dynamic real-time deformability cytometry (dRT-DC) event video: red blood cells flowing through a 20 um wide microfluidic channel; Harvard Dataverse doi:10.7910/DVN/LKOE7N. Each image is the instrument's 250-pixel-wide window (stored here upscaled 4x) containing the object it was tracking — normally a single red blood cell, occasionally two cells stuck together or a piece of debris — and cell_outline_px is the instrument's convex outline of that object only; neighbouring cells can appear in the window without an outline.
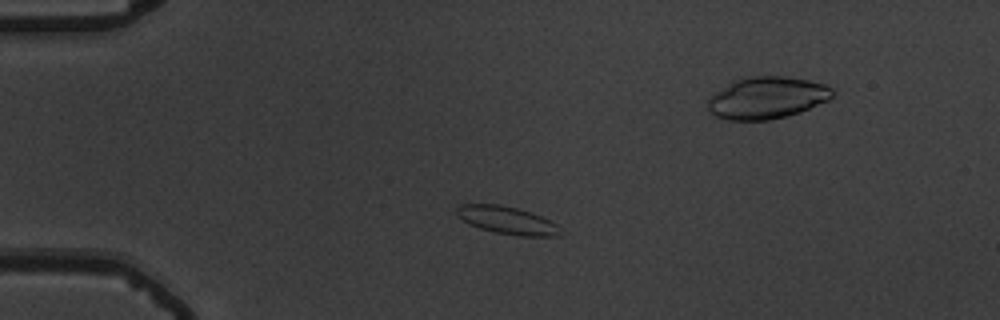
{"species": "common noctule bat (a hibernating species)", "species_latin": "Nyctalus noctula", "temperature_condition": "warm", "stored_images_in_passage": 54, "camera_frame_rate_fps": 3000, "um_per_image_px": 0.085, "animal": {"sex": "male", "body_mass_g": 19.5, "forearm_length_mm": 54.6}, "frame": {"image": 1, "passage_image": 11, "time_ms": 3.333, "image_size_px": [1000, 320], "cell_outline_px": [[560, 236], [520, 236], [496, 232], [480, 228], [468, 224], [456, 216], [456, 208], [460, 204], [500, 204], [532, 212], [556, 224]], "centroid_in_image_um": [43.03, 18.71], "position_along_channel_um": 42.0, "area_um2": 16.59}}
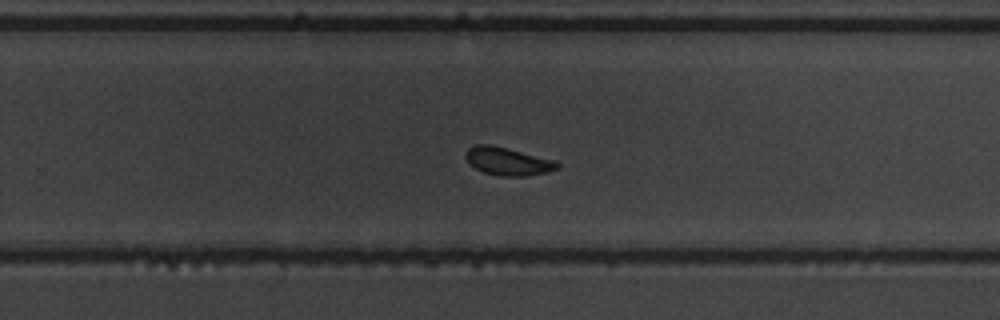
{"frame": {"image": 2, "passage_image": 34, "time_ms": 11.0, "image_size_px": [1000, 320], "cell_outline_px": [[560, 164], [556, 168], [548, 172], [528, 176], [500, 176], [484, 172], [468, 164], [464, 156], [468, 148], [476, 144], [492, 144], [556, 160]], "centroid_in_image_um": [43.14, 13.7], "position_along_channel_um": 286.7, "area_um2": 15.09}}
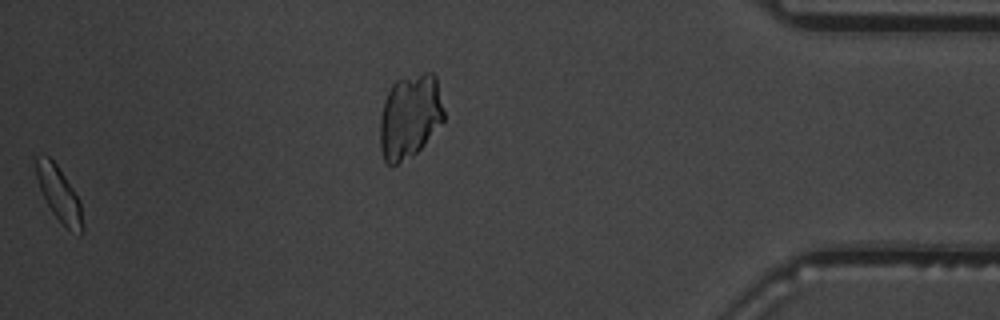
{"frame": {"image": 3, "passage_image": 53, "time_ms": 17.333, "image_size_px": [1000, 320], "cell_outline_px": [[84, 232], [80, 236], [68, 228], [52, 212], [40, 188], [36, 176], [36, 156], [48, 156], [56, 164], [80, 200], [84, 228]], "centroid_in_image_um": [5.06, 16.53], "position_along_channel_um": 430.1, "area_um2": 14.39}, "authors_computed_cell_mechanics": {"area_um2": 15.1147, "velocity_mm_per_s": 3.6447, "shape_relaxation_time_tau1_ms": 4.9256, "shape_relaxation_time_tau2_ms": null, "deformation_change_tau1": 0.1559, "deformation_change_tau2": null}}